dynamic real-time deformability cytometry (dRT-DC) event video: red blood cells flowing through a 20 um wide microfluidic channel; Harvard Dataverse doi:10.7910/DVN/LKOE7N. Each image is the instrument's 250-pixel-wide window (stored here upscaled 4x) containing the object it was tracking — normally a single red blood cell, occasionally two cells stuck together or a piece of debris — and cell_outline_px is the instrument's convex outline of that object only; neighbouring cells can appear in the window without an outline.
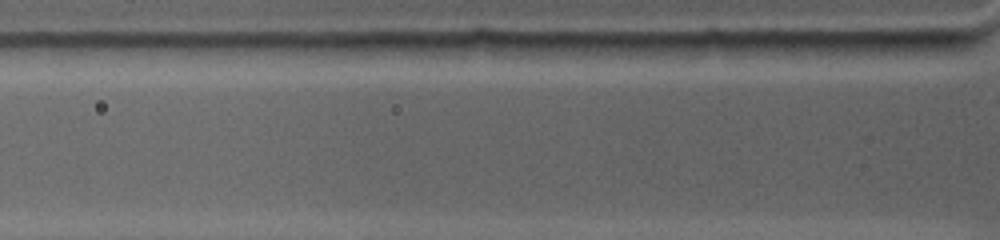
{"species": "common noctule bat (a hibernating species)", "species_latin": "Nyctalus noctula", "temperature_condition": "warm", "stored_images_in_passage": 2, "camera_frame_rate_fps": 4500, "um_per_image_px": 0.085, "animal": {"sex": "female", "body_mass_g": 19.0, "forearm_length_mm": 53.3}, "frame": {"image": 1, "passage_image": 2, "time_ms": 0.222, "image_size_px": [1000, 240], "cell_outline_px": [[668, 52], [660, 60], [576, 60], [572, 56], [564, 44], [564, 40], [668, 44]], "centroid_in_image_um": [52.31, 4.31], "position_along_channel_um": 73.5, "area_um2": 12.66}}